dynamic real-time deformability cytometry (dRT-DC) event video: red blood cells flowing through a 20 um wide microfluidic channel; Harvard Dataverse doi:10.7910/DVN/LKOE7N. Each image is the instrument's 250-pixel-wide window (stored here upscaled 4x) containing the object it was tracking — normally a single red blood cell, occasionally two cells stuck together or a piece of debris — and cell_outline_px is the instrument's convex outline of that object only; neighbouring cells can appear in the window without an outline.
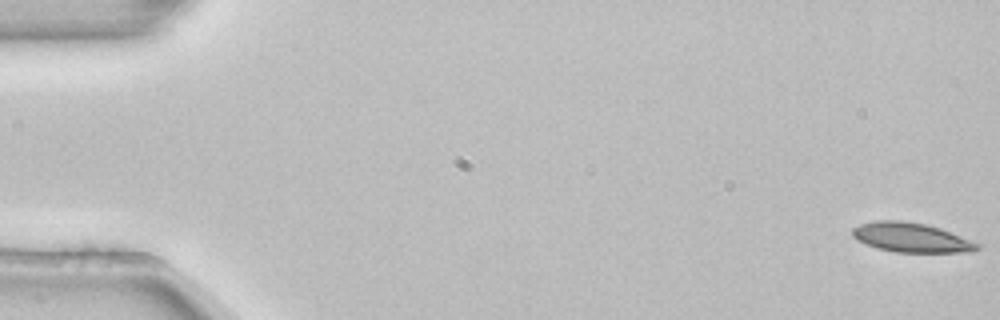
{"species": "common noctule bat (a hibernating species)", "species_latin": "Nyctalus noctula", "temperature_condition": "room temperature", "stored_images_in_passage": 54, "camera_frame_rate_fps": 3000, "um_per_image_px": 0.085, "animal": {"sex": "female", "body_mass_g": 22.7, "forearm_length_mm": 54.2}, "frame": {"image": 1, "passage_image": 1, "time_ms": 0.0, "image_size_px": [1000, 320], "cell_outline_px": [[980, 248], [972, 252], [896, 252], [876, 248], [856, 240], [852, 236], [852, 228], [860, 224], [876, 220], [900, 220], [924, 224], [940, 228], [980, 244]], "centroid_in_image_um": [77.42, 20.19], "position_along_channel_um": 7.6, "area_um2": 21.39}}
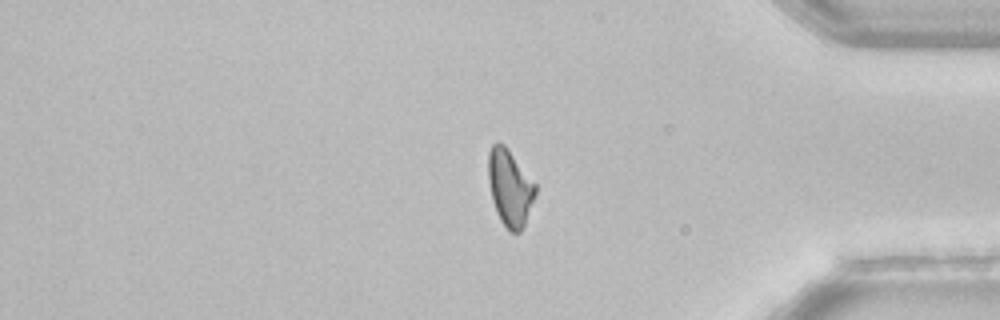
{"frame": {"image": 2, "passage_image": 45, "time_ms": 14.667, "image_size_px": [1000, 320], "cell_outline_px": [[536, 192], [524, 224], [520, 232], [508, 232], [500, 220], [496, 212], [492, 200], [488, 180], [488, 152], [492, 144], [496, 140], [504, 144], [536, 184]], "centroid_in_image_um": [43.31, 15.94], "position_along_channel_um": 391.9, "area_um2": 20.98}}
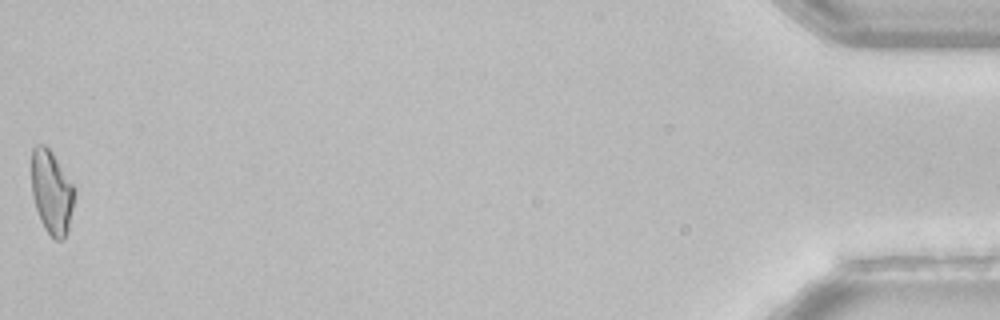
{"frame": {"image": 3, "passage_image": 54, "time_ms": 17.667, "image_size_px": [1000, 320], "cell_outline_px": [[76, 196], [68, 232], [64, 240], [56, 240], [44, 228], [40, 220], [32, 196], [32, 148], [36, 144], [44, 144], [52, 152], [76, 188]], "centroid_in_image_um": [4.42, 16.35], "position_along_channel_um": 430.8, "area_um2": 21.27}}